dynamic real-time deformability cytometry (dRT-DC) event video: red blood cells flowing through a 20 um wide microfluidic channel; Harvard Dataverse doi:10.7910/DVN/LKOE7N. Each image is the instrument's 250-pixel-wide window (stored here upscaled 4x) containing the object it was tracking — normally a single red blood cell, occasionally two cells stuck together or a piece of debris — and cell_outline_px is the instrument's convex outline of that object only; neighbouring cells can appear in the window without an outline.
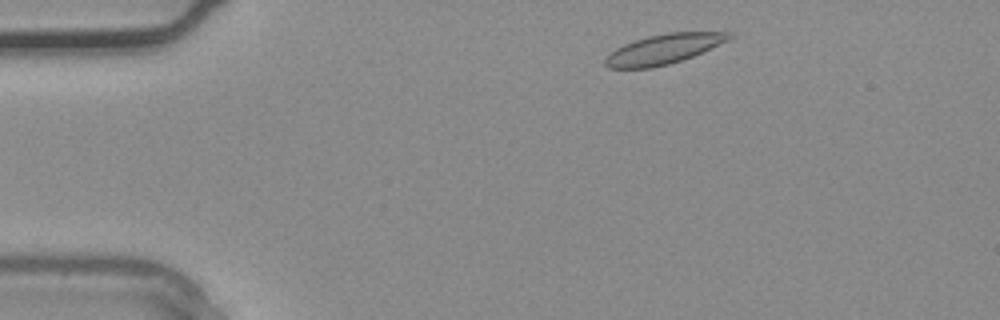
{"species": "common noctule bat (a hibernating species)", "species_latin": "Nyctalus noctula", "temperature_condition": "warm", "stored_images_in_passage": 3, "camera_frame_rate_fps": 3000, "um_per_image_px": 0.085, "animal": {"sex": "male", "body_mass_g": 20.4}, "frame": {"image": 1, "passage_image": 2, "time_ms": 0.333, "image_size_px": [1000, 320], "cell_outline_px": [[736, 36], [728, 40], [692, 56], [668, 64], [652, 68], [608, 68], [604, 64], [604, 60], [616, 48], [624, 44], [648, 36], [668, 32], [732, 32]], "centroid_in_image_um": [56.42, 4.16], "position_along_channel_um": 28.6, "area_um2": 21.27}}